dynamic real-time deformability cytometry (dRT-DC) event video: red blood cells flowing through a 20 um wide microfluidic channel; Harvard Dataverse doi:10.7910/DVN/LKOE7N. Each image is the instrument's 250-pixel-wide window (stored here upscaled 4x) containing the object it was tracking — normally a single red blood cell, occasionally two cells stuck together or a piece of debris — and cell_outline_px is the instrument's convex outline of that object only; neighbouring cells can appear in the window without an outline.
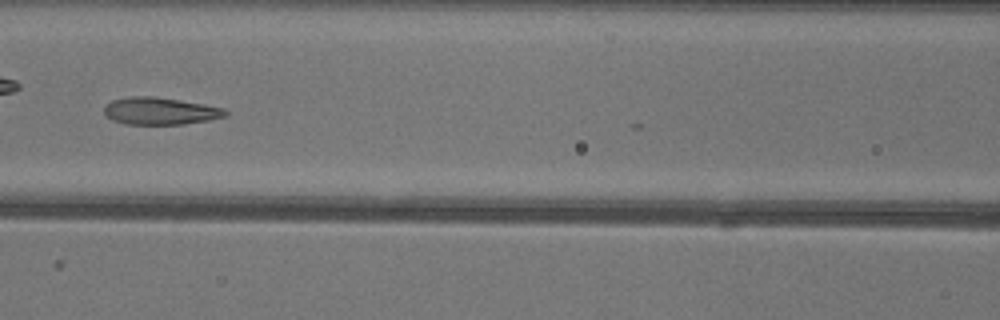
{"species": "common noctule bat (a hibernating species)", "species_latin": "Nyctalus noctula", "temperature_condition": "warm", "stored_images_in_passage": 9, "camera_frame_rate_fps": 3000, "um_per_image_px": 0.085, "animal": {"sex": "female"}, "frame": {"image": 1, "passage_image": 8, "time_ms": 2.333, "image_size_px": [1000, 320], "cell_outline_px": [[228, 116], [208, 120], [184, 124], [124, 124], [112, 120], [104, 112], [104, 104], [112, 100], [132, 96], [152, 96], [180, 100], [204, 104], [224, 108], [228, 112]], "centroid_in_image_um": [13.61, 9.43], "position_along_channel_um": 153.0, "area_um2": 19.31}}